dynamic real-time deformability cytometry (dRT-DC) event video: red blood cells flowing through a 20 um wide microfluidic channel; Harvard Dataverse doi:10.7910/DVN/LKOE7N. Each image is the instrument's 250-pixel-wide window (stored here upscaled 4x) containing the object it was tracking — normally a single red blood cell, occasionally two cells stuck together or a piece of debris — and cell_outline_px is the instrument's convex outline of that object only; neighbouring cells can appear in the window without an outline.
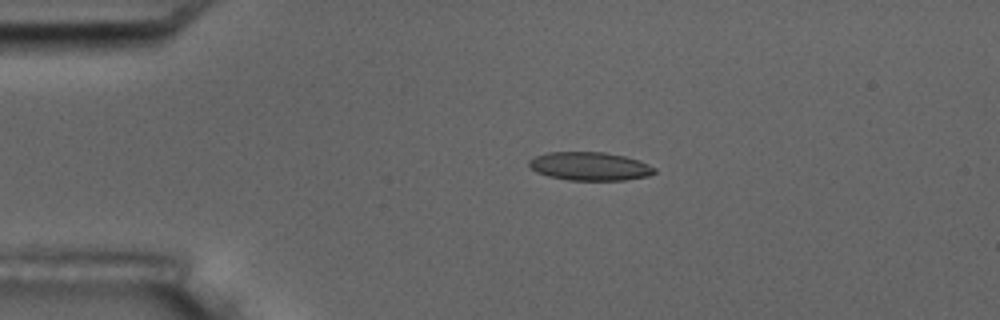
{"species": "common noctule bat (a hibernating species)", "species_latin": "Nyctalus noctula", "temperature_condition": "room temperature", "stored_images_in_passage": 14, "camera_frame_rate_fps": 3000, "um_per_image_px": 0.085, "animal": {"sex": "male", "body_mass_g": 17.5, "forearm_length_mm": 52.3}, "frame": {"image": 1, "passage_image": 3, "time_ms": 2.333, "image_size_px": [1000, 320], "cell_outline_px": [[656, 172], [648, 176], [624, 180], [568, 180], [548, 176], [536, 172], [528, 164], [528, 160], [536, 156], [548, 152], [604, 152], [624, 156], [640, 160], [656, 168]], "centroid_in_image_um": [50.14, 14.13], "position_along_channel_um": 34.9, "area_um2": 20.81}}
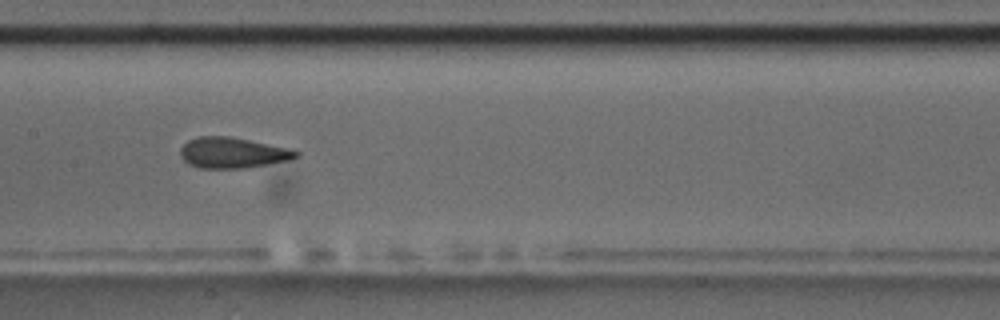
{"frame": {"image": 2, "passage_image": 7, "time_ms": 7.667, "image_size_px": [1000, 320], "cell_outline_px": [[300, 156], [288, 160], [248, 168], [200, 168], [188, 164], [180, 156], [180, 148], [188, 140], [196, 136], [228, 136], [288, 148], [300, 152]], "centroid_in_image_um": [19.74, 12.99], "position_along_channel_um": 187.7, "area_um2": 20.69}}
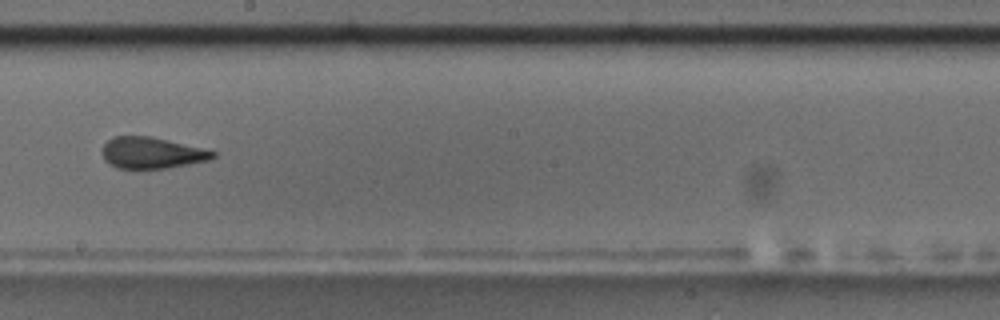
{"frame": {"image": 3, "passage_image": 8, "time_ms": 9.0, "image_size_px": [1000, 320], "cell_outline_px": [[216, 156], [208, 160], [168, 168], [116, 168], [104, 160], [100, 152], [100, 148], [112, 136], [152, 136], [216, 152]], "centroid_in_image_um": [12.82, 12.99], "position_along_channel_um": 235.4, "area_um2": 20.17}, "authors_computed_cell_mechanics": {"area_um2": 20.8369, "velocity_mm_per_s": 3.6014, "shape_relaxation_time_tau1_ms": 4.4975, "shape_relaxation_time_tau2_ms": 1.1919, "deformation_change_tau1": 0.1317, "deformation_change_tau2": 0.0713}}